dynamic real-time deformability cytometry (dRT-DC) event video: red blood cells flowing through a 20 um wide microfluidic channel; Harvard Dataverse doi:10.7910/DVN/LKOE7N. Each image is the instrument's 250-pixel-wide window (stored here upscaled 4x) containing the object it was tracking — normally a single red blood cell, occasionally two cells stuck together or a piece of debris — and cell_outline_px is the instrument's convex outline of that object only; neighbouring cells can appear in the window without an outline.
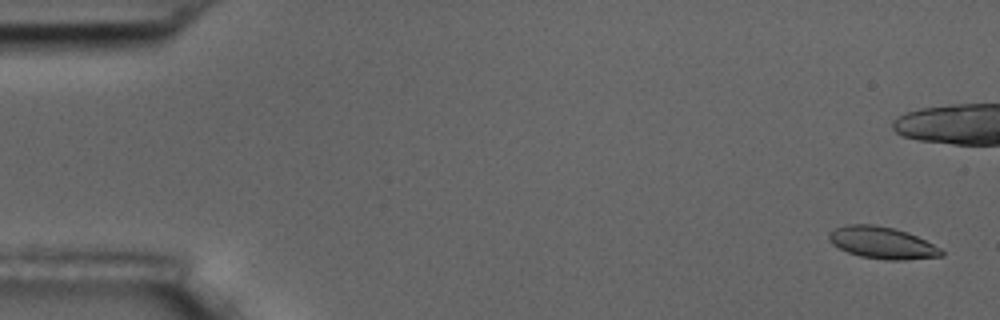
{"species": "common noctule bat (a hibernating species)", "species_latin": "Nyctalus noctula", "temperature_condition": "room temperature", "stored_images_in_passage": 8, "camera_frame_rate_fps": 3000, "um_per_image_px": 0.085, "animal": {"sex": "male", "body_mass_g": 17.5, "forearm_length_mm": 52.3}, "frame": {"image": 1, "passage_image": 1, "time_ms": 0.0, "image_size_px": [1000, 320], "cell_outline_px": [[944, 256], [904, 260], [888, 260], [860, 256], [848, 252], [832, 244], [828, 240], [828, 236], [836, 228], [848, 224], [872, 224], [892, 228], [908, 232], [940, 248], [944, 252]], "centroid_in_image_um": [74.99, 20.64], "position_along_channel_um": 10.0, "area_um2": 20.69}}